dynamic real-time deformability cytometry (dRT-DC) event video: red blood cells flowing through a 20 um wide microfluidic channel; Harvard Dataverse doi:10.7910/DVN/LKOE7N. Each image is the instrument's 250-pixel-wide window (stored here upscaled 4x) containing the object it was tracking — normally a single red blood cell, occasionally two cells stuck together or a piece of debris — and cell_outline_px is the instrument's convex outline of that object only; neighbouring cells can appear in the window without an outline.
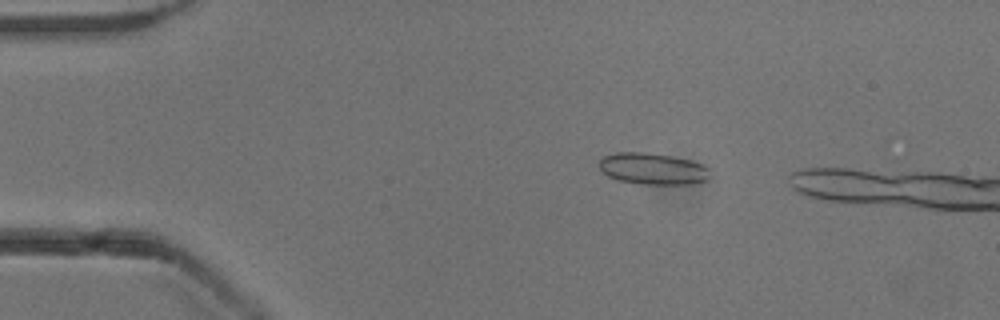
{"species": "common noctule bat (a hibernating species)", "species_latin": "Nyctalus noctula", "temperature_condition": "cold", "stored_images_in_passage": 12, "camera_frame_rate_fps": 3000, "um_per_image_px": 0.085, "animal": {"sex": "male", "body_mass_g": 13.3}, "frame": {"image": 1, "passage_image": 7, "time_ms": 2.0, "image_size_px": [1000, 320], "cell_outline_px": [[712, 176], [708, 180], [692, 184], [644, 184], [620, 180], [608, 176], [600, 168], [600, 160], [604, 156], [616, 152], [644, 152], [672, 156], [692, 160], [708, 168]], "centroid_in_image_um": [55.53, 14.34], "position_along_channel_um": 29.5, "area_um2": 20.35}}